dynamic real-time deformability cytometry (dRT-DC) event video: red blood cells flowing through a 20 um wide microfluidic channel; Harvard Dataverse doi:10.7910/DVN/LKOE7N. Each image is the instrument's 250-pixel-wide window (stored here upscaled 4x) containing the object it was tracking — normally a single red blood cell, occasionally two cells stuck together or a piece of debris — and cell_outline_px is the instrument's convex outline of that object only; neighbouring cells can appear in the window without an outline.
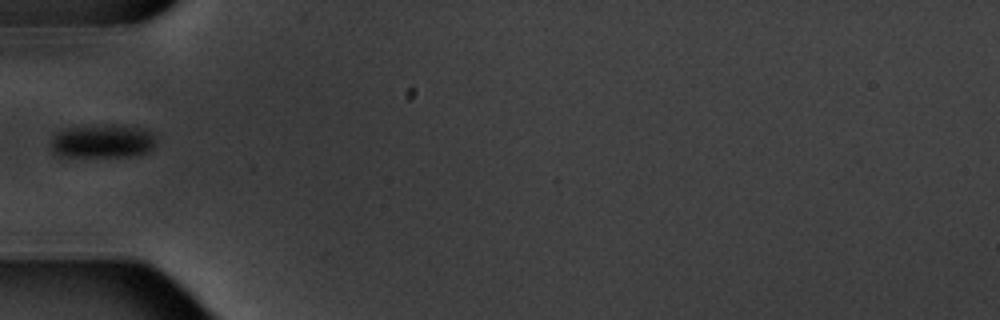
{"species": "common noctule bat (a hibernating species)", "species_latin": "Nyctalus noctula", "temperature_condition": "warm", "stored_images_in_passage": 7, "camera_frame_rate_fps": 3000, "um_per_image_px": 0.085, "animal": {"sex": "male", "body_mass_g": 20.1, "forearm_length_mm": 53.5}, "frame": {"image": 1, "passage_image": 5, "time_ms": 4.667, "image_size_px": [1000, 320], "cell_outline_px": [[156, 144], [148, 152], [132, 156], [56, 156], [52, 152], [52, 140], [60, 132], [68, 128], [112, 124], [136, 128], [148, 132], [152, 136]], "centroid_in_image_um": [8.7, 12.03], "position_along_channel_um": 76.3, "area_um2": 20.0}}
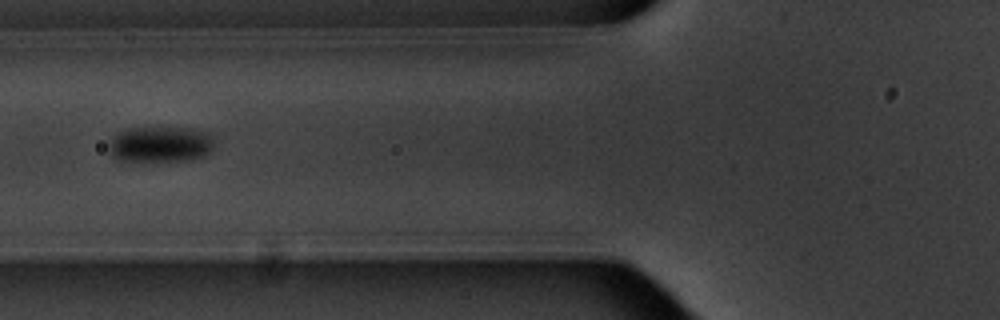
{"frame": {"image": 2, "passage_image": 6, "time_ms": 5.667, "image_size_px": [1000, 320], "cell_outline_px": [[212, 152], [204, 156], [192, 160], [120, 160], [112, 156], [112, 140], [120, 132], [132, 128], [192, 128], [208, 132], [212, 136]], "centroid_in_image_um": [13.74, 12.26], "position_along_channel_um": 112.1, "area_um2": 21.44}}